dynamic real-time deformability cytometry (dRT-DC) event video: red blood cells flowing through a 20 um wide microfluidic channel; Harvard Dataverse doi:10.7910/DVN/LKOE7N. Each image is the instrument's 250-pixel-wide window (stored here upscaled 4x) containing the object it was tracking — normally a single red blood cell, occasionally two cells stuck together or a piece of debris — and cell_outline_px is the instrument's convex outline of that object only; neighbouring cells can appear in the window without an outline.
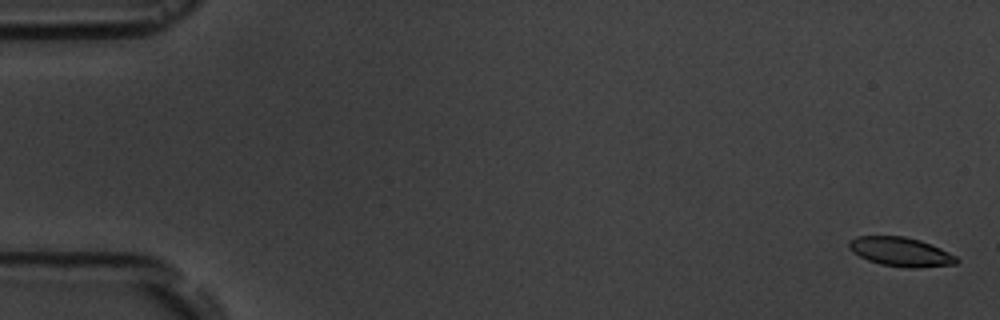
{"species": "common noctule bat (a hibernating species)", "species_latin": "Nyctalus noctula", "temperature_condition": "room temperature", "stored_images_in_passage": 5, "camera_frame_rate_fps": 3000, "um_per_image_px": 0.085, "animal": {"sex": "male", "body_mass_g": 19.5, "forearm_length_mm": 54.6}, "frame": {"image": 1, "passage_image": 1, "time_ms": 0.0, "image_size_px": [1000, 320], "cell_outline_px": [[960, 260], [956, 264], [916, 268], [912, 268], [880, 264], [868, 260], [852, 252], [848, 248], [848, 240], [856, 236], [904, 236], [920, 240], [940, 248], [956, 256]], "centroid_in_image_um": [76.54, 21.4], "position_along_channel_um": 8.5, "area_um2": 18.26}}
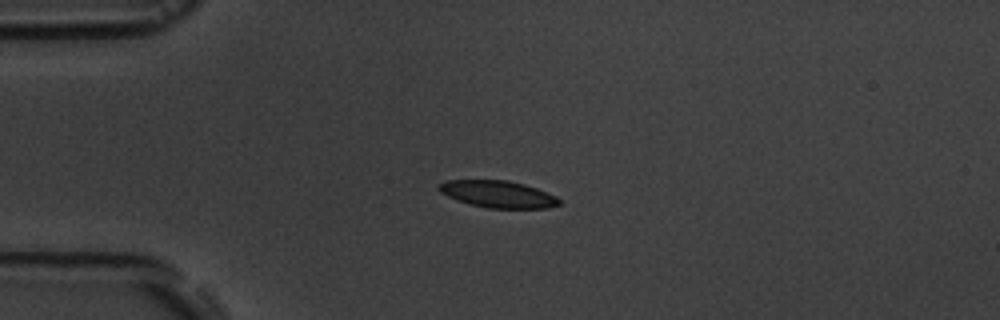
{"frame": {"image": 2, "passage_image": 4, "time_ms": 4.333, "image_size_px": [1000, 320], "cell_outline_px": [[560, 204], [548, 208], [488, 208], [468, 204], [456, 200], [440, 192], [436, 188], [436, 184], [444, 180], [508, 180], [524, 184], [536, 188], [556, 196], [560, 200]], "centroid_in_image_um": [42.27, 16.5], "position_along_channel_um": 42.7, "area_um2": 19.07}}